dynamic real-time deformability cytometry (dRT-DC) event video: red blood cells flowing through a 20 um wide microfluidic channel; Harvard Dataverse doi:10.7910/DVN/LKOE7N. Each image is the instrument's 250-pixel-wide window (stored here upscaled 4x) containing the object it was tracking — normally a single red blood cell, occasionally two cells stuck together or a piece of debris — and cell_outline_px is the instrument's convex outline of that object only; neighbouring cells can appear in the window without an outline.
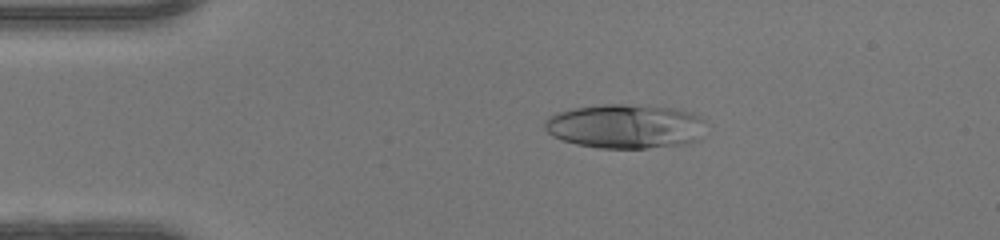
{"species": "human", "species_latin": "Homo sapiens", "temperature_condition": "warm", "stored_images_in_passage": 49, "camera_frame_rate_fps": 3000, "um_per_image_px": 0.085, "donor": {"sex": "female"}, "frame": {"image": 1, "passage_image": 10, "time_ms": 3.0, "image_size_px": [1000, 240], "cell_outline_px": [[704, 120], [700, 140], [688, 144], [648, 148], [600, 148], [576, 144], [552, 136], [544, 128], [544, 120], [548, 116], [556, 112], [572, 108], [600, 104], [648, 104], [676, 108], [696, 112]], "centroid_in_image_um": [53.18, 10.71], "position_along_channel_um": 31.8, "area_um2": 42.54}}
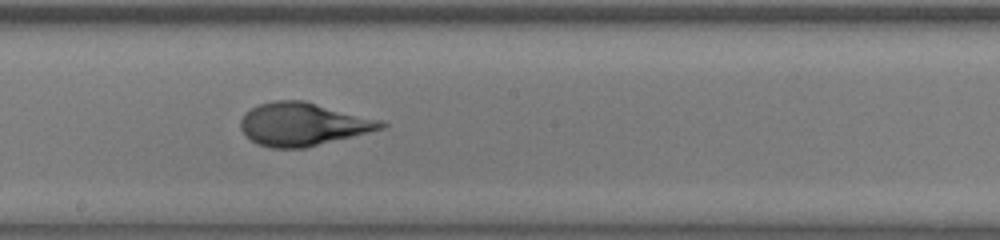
{"frame": {"image": 2, "passage_image": 27, "time_ms": 8.667, "image_size_px": [1000, 240], "cell_outline_px": [[388, 124], [384, 128], [304, 148], [272, 148], [256, 144], [240, 128], [240, 120], [244, 112], [260, 104], [272, 100], [304, 100], [384, 120]], "centroid_in_image_um": [25.76, 10.54], "position_along_channel_um": 222.4, "area_um2": 35.32}}
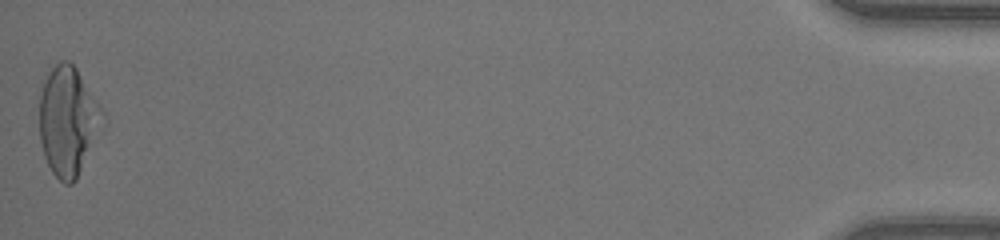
{"frame": {"image": 3, "passage_image": 49, "time_ms": 16.0, "image_size_px": [1000, 240], "cell_outline_px": [[104, 116], [76, 180], [72, 184], [64, 184], [52, 172], [44, 156], [40, 140], [40, 96], [44, 80], [48, 72], [60, 60], [68, 60], [76, 68], [104, 112]], "centroid_in_image_um": [5.74, 10.27], "position_along_channel_um": 429.5, "area_um2": 39.19}, "authors_computed_cell_mechanics": {"area_um2": 35.3158, "velocity_mm_per_s": 4.2257, "shape_relaxation_time_tau1_ms": 5.3664, "shape_relaxation_time_tau2_ms": null, "deformation_change_tau1": 0.2617, "deformation_change_tau2": null}}